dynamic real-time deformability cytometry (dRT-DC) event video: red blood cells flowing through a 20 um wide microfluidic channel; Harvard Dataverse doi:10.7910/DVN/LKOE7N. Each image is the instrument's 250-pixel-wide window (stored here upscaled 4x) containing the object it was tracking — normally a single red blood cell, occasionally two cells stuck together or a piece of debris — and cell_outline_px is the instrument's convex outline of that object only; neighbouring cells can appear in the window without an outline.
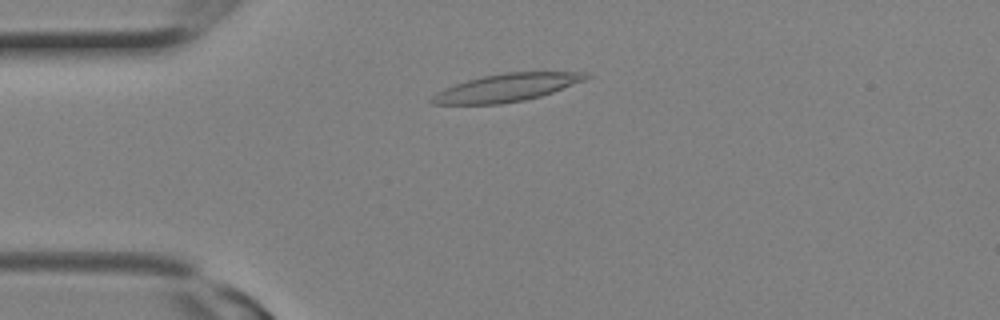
{"species": "Egyptian fruit bat (a non-hibernating species)", "species_latin": "Rousettus aegyptiacus", "temperature_condition": "room temperature", "stored_images_in_passage": 7, "camera_frame_rate_fps": 3000, "um_per_image_px": 0.085, "animal": {"sex": "female"}, "frame": {"image": 1, "passage_image": 4, "time_ms": 1.0, "image_size_px": [1000, 320], "cell_outline_px": [[592, 76], [584, 80], [552, 92], [540, 96], [524, 100], [500, 104], [432, 104], [428, 100], [436, 92], [444, 88], [468, 80], [484, 76], [504, 72], [580, 72]], "centroid_in_image_um": [43.01, 7.45], "position_along_channel_um": 42.0, "area_um2": 24.62}}
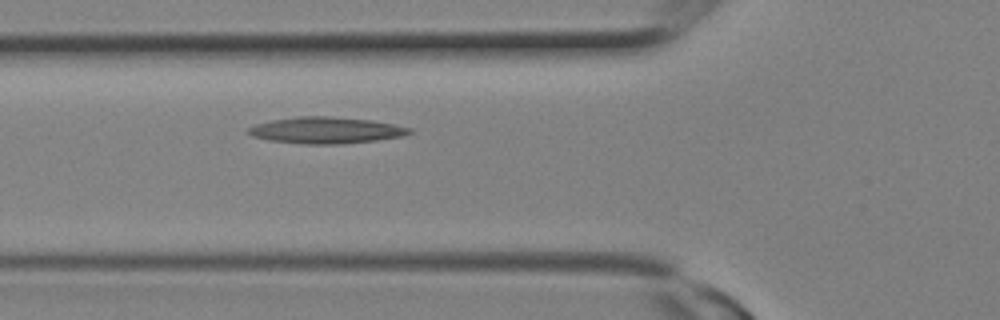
{"frame": {"image": 2, "passage_image": 7, "time_ms": 2.0, "image_size_px": [1000, 320], "cell_outline_px": [[412, 132], [404, 136], [376, 140], [340, 144], [300, 144], [268, 140], [252, 136], [248, 132], [248, 128], [256, 124], [272, 120], [300, 116], [328, 116], [372, 120], [412, 128]], "centroid_in_image_um": [27.71, 11.07], "position_along_channel_um": 98.1, "area_um2": 24.8}}